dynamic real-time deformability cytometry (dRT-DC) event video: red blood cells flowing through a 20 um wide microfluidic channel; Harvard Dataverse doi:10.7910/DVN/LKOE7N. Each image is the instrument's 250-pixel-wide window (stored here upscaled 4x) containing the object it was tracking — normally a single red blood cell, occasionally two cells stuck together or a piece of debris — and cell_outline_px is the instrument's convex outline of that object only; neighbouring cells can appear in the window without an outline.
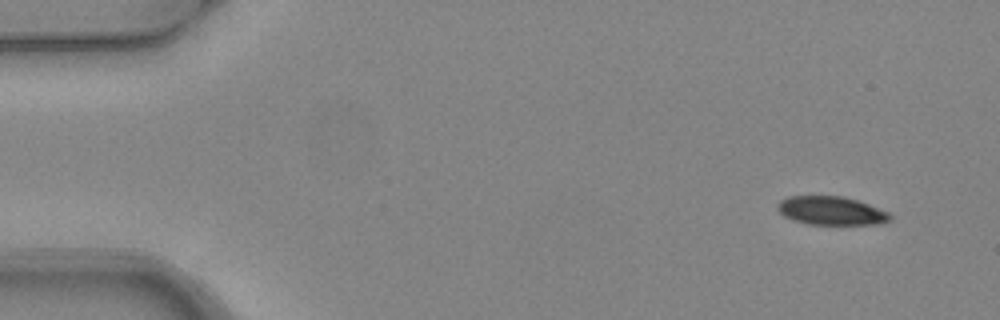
{"species": "common noctule bat (a hibernating species)", "species_latin": "Nyctalus noctula", "temperature_condition": "warm", "stored_images_in_passage": 4, "camera_frame_rate_fps": 3000, "um_per_image_px": 0.085, "animal": {"sex": "female", "body_mass_g": 24.6, "forearm_length_mm": 56.2}, "frame": {"image": 1, "passage_image": 1, "time_ms": 0.0, "image_size_px": [1000, 320], "cell_outline_px": [[892, 220], [880, 224], [808, 224], [792, 220], [784, 216], [776, 208], [776, 204], [780, 200], [788, 196], [844, 196], [868, 204], [888, 212], [892, 216]], "centroid_in_image_um": [70.63, 17.91], "position_along_channel_um": 14.4, "area_um2": 18.79}}
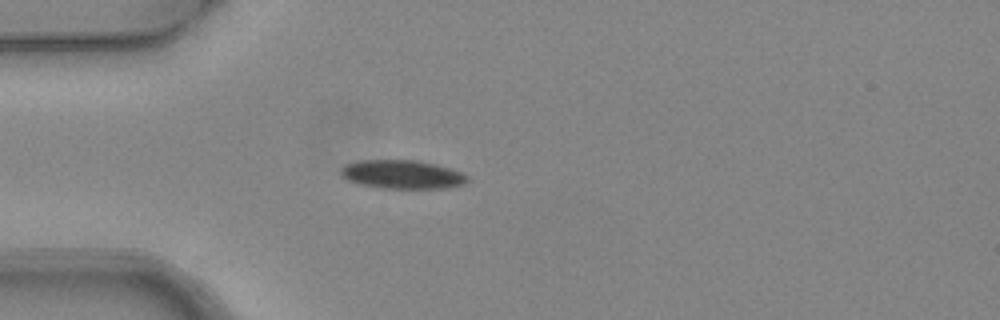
{"frame": {"image": 2, "passage_image": 4, "time_ms": 1.0, "image_size_px": [1000, 320], "cell_outline_px": [[468, 180], [464, 184], [448, 188], [380, 188], [360, 184], [348, 180], [340, 172], [340, 168], [344, 164], [356, 160], [416, 160], [436, 164], [460, 172], [468, 176]], "centroid_in_image_um": [34.16, 14.82], "position_along_channel_um": 50.8, "area_um2": 21.15}}